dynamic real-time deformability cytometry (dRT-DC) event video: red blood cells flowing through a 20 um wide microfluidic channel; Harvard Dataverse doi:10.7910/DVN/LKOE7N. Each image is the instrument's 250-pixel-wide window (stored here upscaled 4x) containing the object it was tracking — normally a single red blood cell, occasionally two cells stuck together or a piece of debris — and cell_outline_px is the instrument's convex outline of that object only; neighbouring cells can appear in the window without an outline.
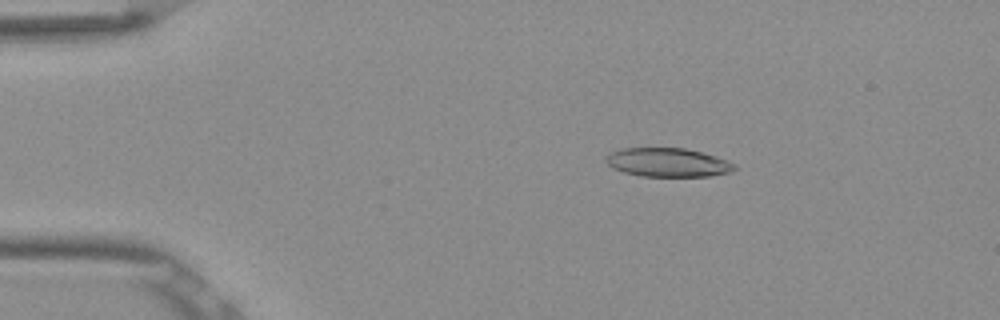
{"species": "Egyptian fruit bat (a non-hibernating species)", "species_latin": "Rousettus aegyptiacus", "temperature_condition": "room temperature", "stored_images_in_passage": 52, "camera_frame_rate_fps": 3000, "um_per_image_px": 0.085, "frame": {"image": 1, "passage_image": 9, "time_ms": 2.667, "image_size_px": [1000, 320], "cell_outline_px": [[736, 168], [732, 172], [708, 176], [640, 176], [624, 172], [612, 168], [604, 160], [604, 156], [608, 152], [620, 148], [684, 148], [716, 156], [728, 160], [736, 164]], "centroid_in_image_um": [56.73, 13.8], "position_along_channel_um": 28.3, "area_um2": 21.79}}
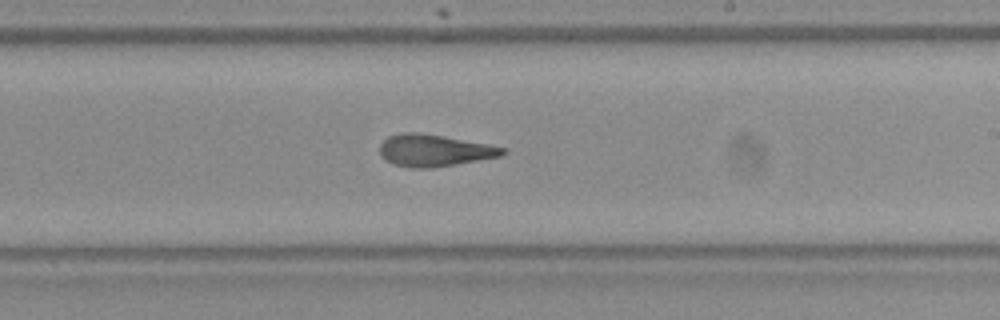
{"frame": {"image": 2, "passage_image": 31, "time_ms": 10.0, "image_size_px": [1000, 320], "cell_outline_px": [[508, 152], [500, 156], [456, 164], [432, 168], [408, 168], [392, 164], [384, 160], [380, 156], [380, 144], [388, 136], [400, 132], [420, 132], [488, 144], [508, 148]], "centroid_in_image_um": [36.88, 12.79], "position_along_channel_um": 252.1, "area_um2": 23.12}}
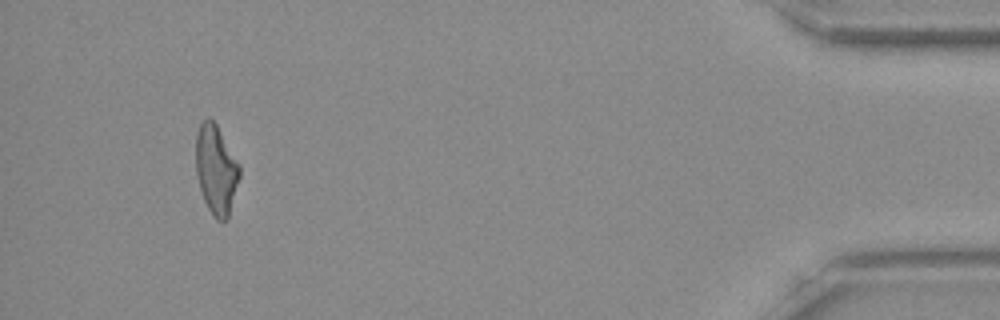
{"frame": {"image": 3, "passage_image": 49, "time_ms": 16.0, "image_size_px": [1000, 320], "cell_outline_px": [[240, 176], [228, 220], [216, 220], [212, 216], [204, 200], [196, 176], [196, 136], [200, 124], [208, 116], [216, 124], [240, 164]], "centroid_in_image_um": [18.37, 14.44], "position_along_channel_um": 416.8, "area_um2": 22.83}, "authors_computed_cell_mechanics": {"area_um2": 23.0911, "velocity_mm_per_s": 3.8893, "shape_relaxation_time_tau1_ms": 8.7036, "shape_relaxation_time_tau2_ms": 2.6386, "deformation_change_tau1": 0.2249, "deformation_change_tau2": 0.1212}}